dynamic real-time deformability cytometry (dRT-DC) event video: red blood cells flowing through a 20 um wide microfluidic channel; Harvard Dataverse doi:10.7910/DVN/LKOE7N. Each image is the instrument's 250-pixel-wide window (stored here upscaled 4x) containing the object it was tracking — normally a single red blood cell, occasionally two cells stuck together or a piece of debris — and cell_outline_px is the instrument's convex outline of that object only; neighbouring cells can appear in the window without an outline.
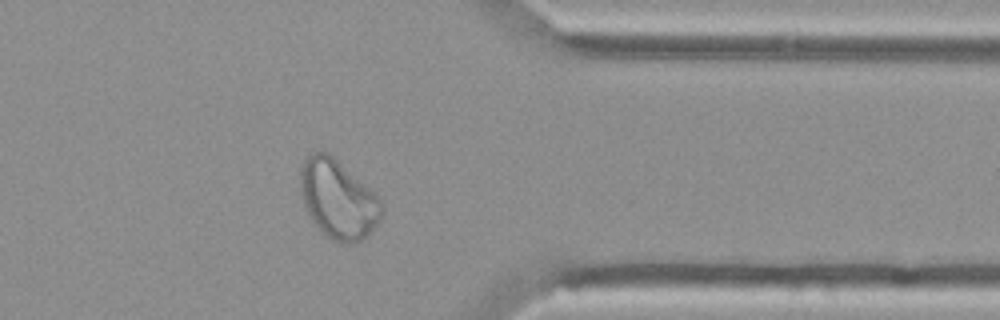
{"species": "Egyptian fruit bat (a non-hibernating species)", "species_latin": "Rousettus aegyptiacus", "temperature_condition": "cold", "stored_images_in_passage": 36, "camera_frame_rate_fps": 3000, "um_per_image_px": 0.085, "animal": {"sex": "female"}, "frame": {"image": 1, "passage_image": 31, "time_ms": 10.0, "image_size_px": [1000, 320], "cell_outline_px": [[384, 208], [380, 220], [364, 240], [352, 244], [340, 244], [332, 240], [312, 220], [304, 204], [300, 192], [300, 168], [304, 156], [312, 152], [328, 152], [380, 196], [384, 204]], "centroid_in_image_um": [28.76, 16.93], "position_along_channel_um": 382.6, "area_um2": 37.8}}